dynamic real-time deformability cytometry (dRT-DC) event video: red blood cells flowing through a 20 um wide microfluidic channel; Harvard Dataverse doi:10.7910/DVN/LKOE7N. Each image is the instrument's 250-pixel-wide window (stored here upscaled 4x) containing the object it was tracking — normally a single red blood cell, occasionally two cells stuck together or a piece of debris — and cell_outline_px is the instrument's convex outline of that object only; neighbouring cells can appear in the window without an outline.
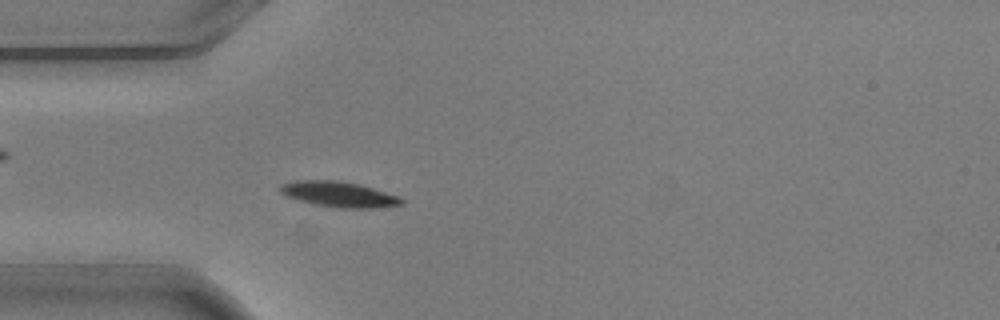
{"species": "common noctule bat (a hibernating species)", "species_latin": "Nyctalus noctula", "temperature_condition": "warm", "stored_images_in_passage": 5, "camera_frame_rate_fps": 3000, "um_per_image_px": 0.085, "animal": {"sex": "male", "body_mass_g": 20.5, "forearm_length_mm": 52.5}, "frame": {"image": 1, "passage_image": 5, "time_ms": 1.333, "image_size_px": [1000, 320], "cell_outline_px": [[404, 204], [376, 208], [336, 208], [312, 204], [288, 196], [280, 192], [280, 184], [296, 180], [340, 180], [360, 184], [400, 196], [404, 200]], "centroid_in_image_um": [28.84, 16.51], "position_along_channel_um": 56.2, "area_um2": 18.21}}